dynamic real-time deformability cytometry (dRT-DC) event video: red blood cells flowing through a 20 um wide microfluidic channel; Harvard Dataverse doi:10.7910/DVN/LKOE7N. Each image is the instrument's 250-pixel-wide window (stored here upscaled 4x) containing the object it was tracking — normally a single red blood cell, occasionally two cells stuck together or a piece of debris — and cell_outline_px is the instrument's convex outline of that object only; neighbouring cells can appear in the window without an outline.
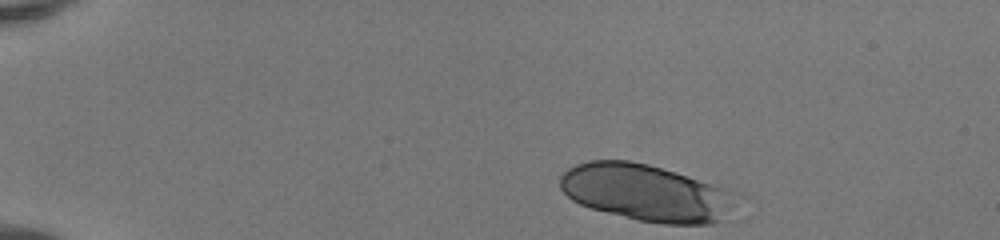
{"species": "human", "species_latin": "Homo sapiens", "temperature_condition": "room temperature", "stored_images_in_passage": 42, "camera_frame_rate_fps": 3000, "um_per_image_px": 0.085, "donor": {"sex": "female"}, "frame": {"image": 1, "passage_image": 1, "time_ms": 0.0, "image_size_px": [1000, 240], "cell_outline_px": [[748, 196], [720, 220], [712, 224], [664, 224], [636, 220], [592, 208], [580, 204], [572, 200], [560, 188], [560, 176], [568, 168], [576, 164], [588, 160], [628, 160], [648, 164], [676, 172], [744, 192]], "centroid_in_image_um": [55.08, 16.38], "position_along_channel_um": 29.9, "area_um2": 59.65}}
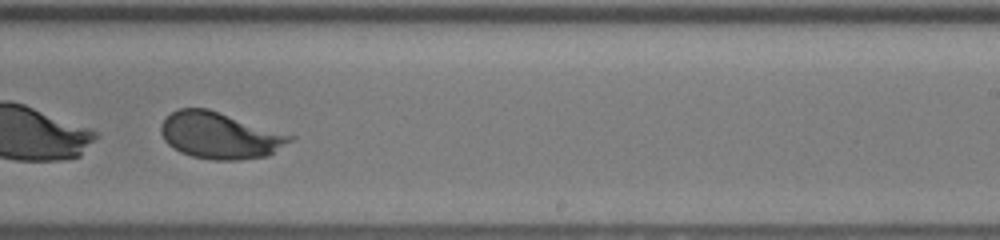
{"frame": {"image": 2, "passage_image": 26, "time_ms": 8.333, "image_size_px": [1000, 240], "cell_outline_px": [[296, 136], [292, 140], [268, 156], [240, 160], [212, 160], [192, 156], [180, 152], [168, 144], [164, 140], [160, 132], [160, 124], [172, 112], [180, 108], [208, 108]], "centroid_in_image_um": [18.69, 11.52], "position_along_channel_um": 270.3, "area_um2": 35.03}}
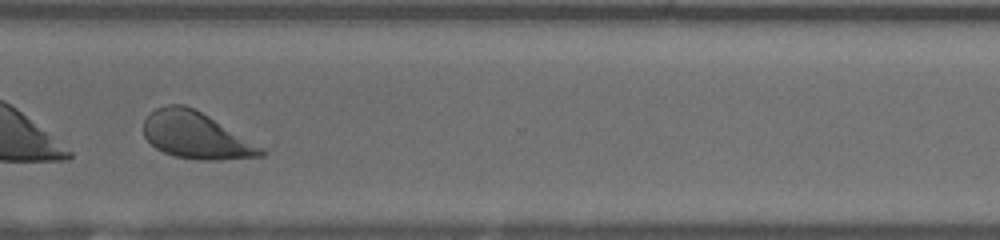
{"frame": {"image": 3, "passage_image": 32, "time_ms": 10.333, "image_size_px": [1000, 240], "cell_outline_px": [[268, 152], [264, 156], [220, 160], [200, 160], [176, 156], [164, 152], [156, 148], [144, 136], [144, 120], [148, 112], [156, 108], [168, 104], [184, 104], [208, 116], [264, 148]], "centroid_in_image_um": [16.65, 11.51], "position_along_channel_um": 354.0, "area_um2": 31.79}, "authors_computed_cell_mechanics": {"area_um2": 35.2002, "velocity_mm_per_s": 4.1414, "shape_relaxation_time_tau1_ms": 1.0664, "shape_relaxation_time_tau2_ms": 0.9817, "deformation_change_tau1": 0.3096, "deformation_change_tau2": 0.0578}}